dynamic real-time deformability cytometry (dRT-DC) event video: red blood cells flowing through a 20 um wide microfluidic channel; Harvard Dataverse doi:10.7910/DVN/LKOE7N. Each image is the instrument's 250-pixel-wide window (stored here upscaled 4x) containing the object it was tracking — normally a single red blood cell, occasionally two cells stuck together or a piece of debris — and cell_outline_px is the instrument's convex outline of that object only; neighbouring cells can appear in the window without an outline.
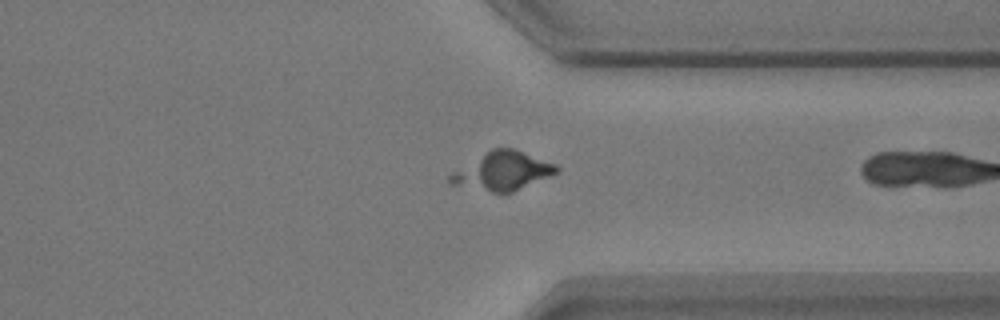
{"species": "common noctule bat (a hibernating species)", "species_latin": "Nyctalus noctula", "temperature_condition": "warm", "stored_images_in_passage": 33, "camera_frame_rate_fps": 3000, "um_per_image_px": 0.085, "animal": {"sex": "male", "body_mass_g": 17.9}, "frame": {"image": 1, "passage_image": 32, "time_ms": 10.333, "image_size_px": [1000, 320], "cell_outline_px": [[560, 172], [552, 176], [512, 192], [492, 192], [448, 184], [448, 176], [452, 172], [492, 148], [512, 148], [556, 164], [560, 168]], "centroid_in_image_um": [42.73, 14.55], "position_along_channel_um": 368.7, "area_um2": 23.7}}